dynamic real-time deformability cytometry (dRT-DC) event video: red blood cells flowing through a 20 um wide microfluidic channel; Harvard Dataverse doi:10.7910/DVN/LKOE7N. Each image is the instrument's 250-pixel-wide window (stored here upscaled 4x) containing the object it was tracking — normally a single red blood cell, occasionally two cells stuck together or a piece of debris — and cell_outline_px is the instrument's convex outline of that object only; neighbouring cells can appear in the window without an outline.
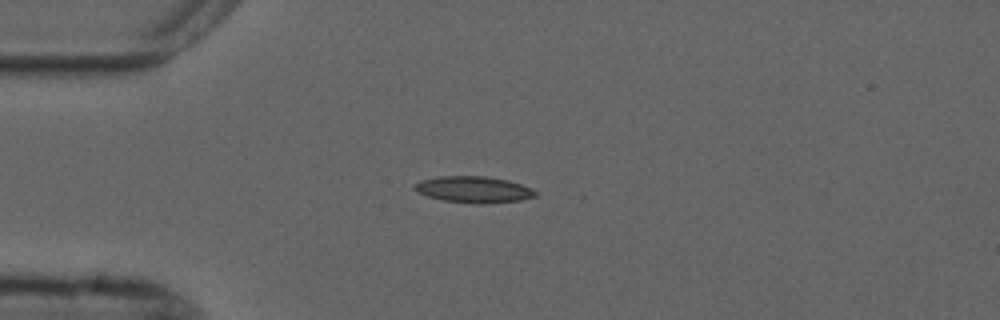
{"species": "common noctule bat (a hibernating species)", "species_latin": "Nyctalus noctula", "temperature_condition": "cold", "stored_images_in_passage": 3, "camera_frame_rate_fps": 3000, "um_per_image_px": 0.085, "animal": {"sex": "male", "forearm_length_mm": 52.5}, "frame": {"image": 1, "passage_image": 1, "time_ms": 0.0, "image_size_px": [1000, 320], "cell_outline_px": [[536, 196], [520, 200], [480, 204], [444, 200], [428, 196], [416, 192], [412, 188], [420, 180], [440, 176], [484, 176], [508, 180], [532, 188], [536, 192]], "centroid_in_image_um": [40.24, 16.1], "position_along_channel_um": 44.8, "area_um2": 18.44}}
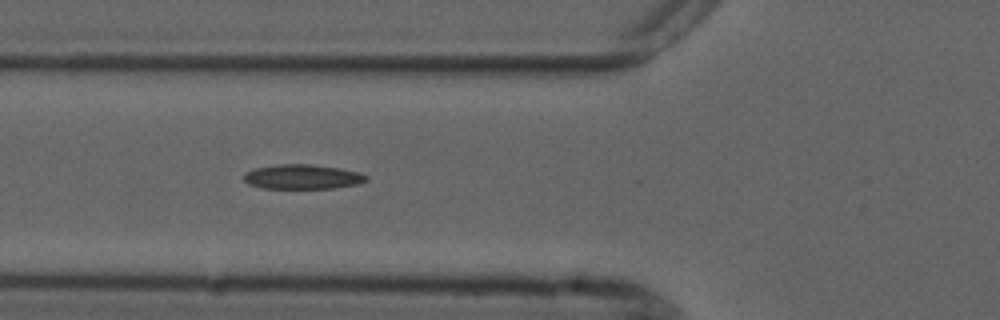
{"frame": {"image": 2, "passage_image": 3, "time_ms": 2.0, "image_size_px": [1000, 320], "cell_outline_px": [[368, 180], [356, 184], [332, 188], [260, 188], [248, 184], [244, 180], [244, 172], [256, 168], [280, 164], [308, 164], [340, 168], [360, 172], [368, 176]], "centroid_in_image_um": [25.7, 15.02], "position_along_channel_um": 100.1, "area_um2": 17.51}}